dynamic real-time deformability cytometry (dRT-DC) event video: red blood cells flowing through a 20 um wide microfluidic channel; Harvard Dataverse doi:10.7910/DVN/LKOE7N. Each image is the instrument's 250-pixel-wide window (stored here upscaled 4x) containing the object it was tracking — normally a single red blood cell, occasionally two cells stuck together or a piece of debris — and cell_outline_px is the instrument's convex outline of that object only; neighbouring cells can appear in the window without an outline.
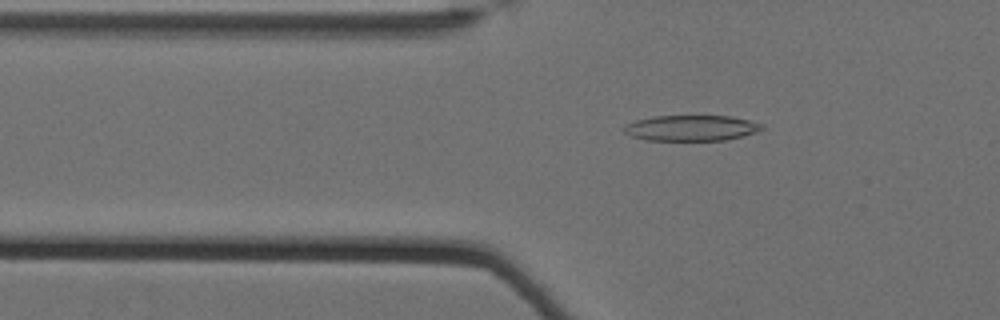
{"species": "Egyptian fruit bat (a non-hibernating species)", "species_latin": "Rousettus aegyptiacus", "temperature_condition": "cold", "stored_images_in_passage": 29, "camera_frame_rate_fps": 3000, "um_per_image_px": 0.085, "animal": {"sex": "female"}, "frame": {"image": 1, "passage_image": 6, "time_ms": 1.667, "image_size_px": [1000, 320], "cell_outline_px": [[764, 128], [756, 132], [724, 140], [648, 140], [632, 136], [624, 132], [624, 128], [628, 124], [636, 120], [652, 116], [732, 116], [764, 124]], "centroid_in_image_um": [58.78, 10.87], "position_along_channel_um": 67.0, "area_um2": 20.4}}
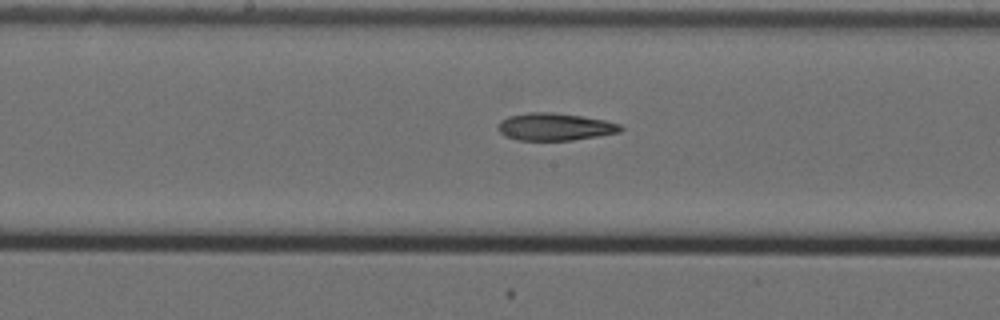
{"frame": {"image": 2, "passage_image": 18, "time_ms": 5.667, "image_size_px": [1000, 320], "cell_outline_px": [[624, 128], [620, 132], [572, 140], [516, 140], [504, 136], [496, 128], [500, 120], [508, 116], [528, 112], [552, 112], [580, 116], [604, 120], [620, 124]], "centroid_in_image_um": [47.11, 10.77], "position_along_channel_um": 201.1, "area_um2": 19.59}}
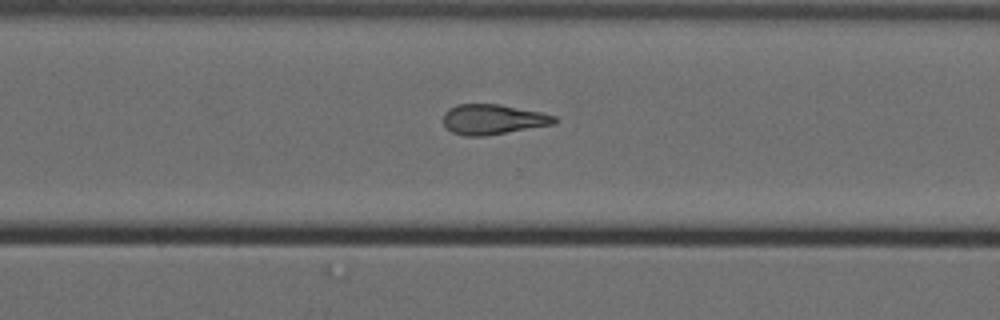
{"frame": {"image": 3, "passage_image": 29, "time_ms": 9.333, "image_size_px": [1000, 320], "cell_outline_px": [[560, 120], [556, 124], [484, 136], [464, 136], [452, 132], [444, 124], [444, 112], [448, 108], [456, 104], [496, 104], [540, 112], [556, 116]], "centroid_in_image_um": [41.91, 10.15], "position_along_channel_um": 328.7, "area_um2": 19.54}}